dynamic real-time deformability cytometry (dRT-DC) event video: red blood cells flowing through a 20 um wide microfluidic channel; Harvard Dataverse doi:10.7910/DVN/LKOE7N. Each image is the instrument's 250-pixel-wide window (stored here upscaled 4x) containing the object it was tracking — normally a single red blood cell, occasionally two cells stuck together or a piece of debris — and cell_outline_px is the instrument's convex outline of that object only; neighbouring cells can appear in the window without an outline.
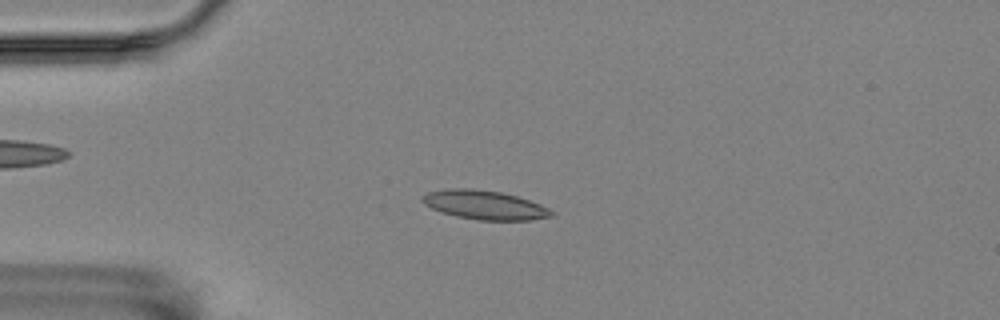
{"species": "Egyptian fruit bat (a non-hibernating species)", "species_latin": "Rousettus aegyptiacus", "temperature_condition": "room temperature", "stored_images_in_passage": 56, "camera_frame_rate_fps": 3000, "um_per_image_px": 0.085, "animal": {"sex": "female"}, "frame": {"image": 1, "passage_image": 13, "time_ms": 4.0, "image_size_px": [1000, 320], "cell_outline_px": [[556, 216], [532, 220], [476, 220], [456, 216], [440, 212], [424, 204], [420, 200], [420, 196], [428, 192], [448, 188], [472, 188], [500, 192], [516, 196], [540, 204], [556, 212]], "centroid_in_image_um": [41.19, 17.42], "position_along_channel_um": 43.8, "area_um2": 22.08}}
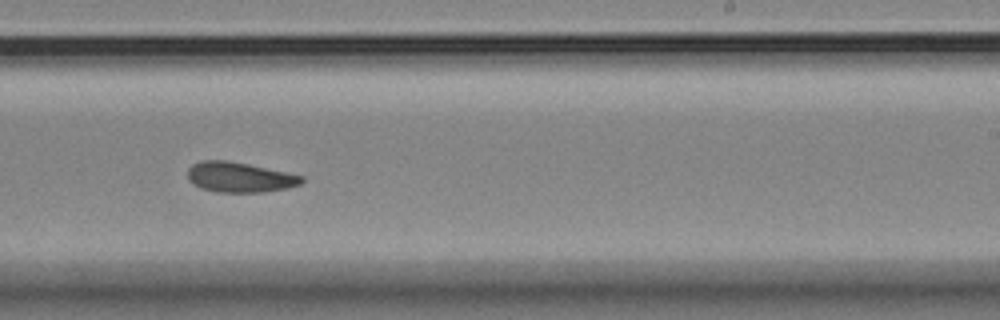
{"frame": {"image": 2, "passage_image": 34, "time_ms": 11.0, "image_size_px": [1000, 320], "cell_outline_px": [[304, 180], [300, 184], [288, 188], [264, 192], [216, 192], [200, 188], [192, 184], [188, 180], [188, 168], [192, 164], [200, 160], [228, 160], [248, 164], [304, 176]], "centroid_in_image_um": [20.33, 15.06], "position_along_channel_um": 268.7, "area_um2": 20.17}}
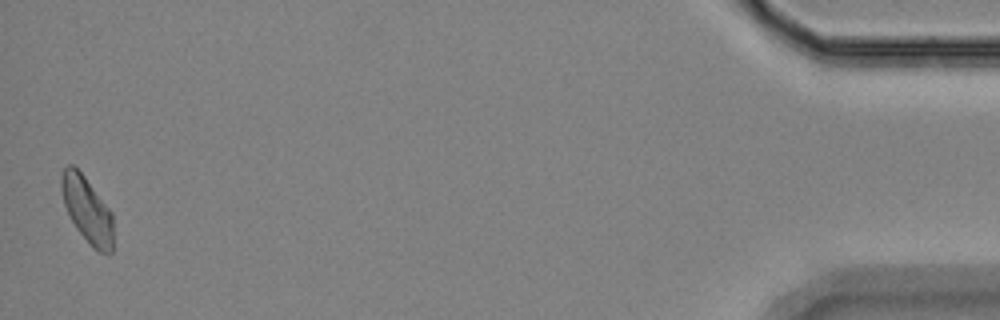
{"frame": {"image": 3, "passage_image": 55, "time_ms": 18.0, "image_size_px": [1000, 320], "cell_outline_px": [[112, 252], [100, 252], [92, 248], [76, 228], [64, 204], [60, 188], [60, 176], [64, 168], [68, 164], [72, 164], [84, 176], [112, 212]], "centroid_in_image_um": [7.38, 17.81], "position_along_channel_um": 427.8, "area_um2": 19.71}, "authors_computed_cell_mechanics": {"area_um2": 20.4034, "velocity_mm_per_s": 3.5046, "shape_relaxation_time_tau1_ms": 4.8731, "shape_relaxation_time_tau2_ms": 3.1514, "deformation_change_tau1": 0.1344, "deformation_change_tau2": 0.1001}}